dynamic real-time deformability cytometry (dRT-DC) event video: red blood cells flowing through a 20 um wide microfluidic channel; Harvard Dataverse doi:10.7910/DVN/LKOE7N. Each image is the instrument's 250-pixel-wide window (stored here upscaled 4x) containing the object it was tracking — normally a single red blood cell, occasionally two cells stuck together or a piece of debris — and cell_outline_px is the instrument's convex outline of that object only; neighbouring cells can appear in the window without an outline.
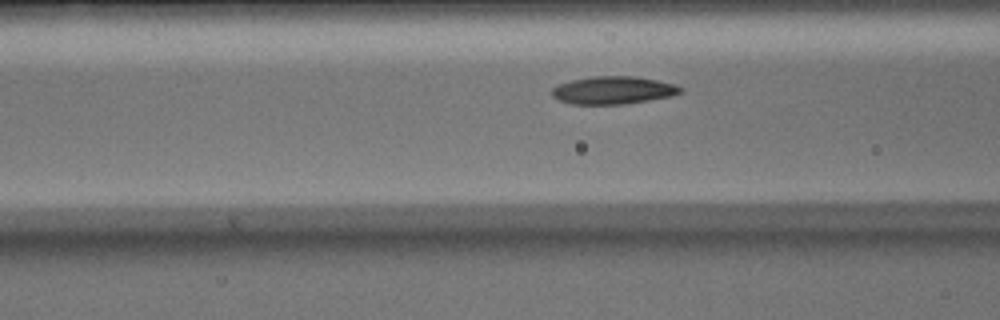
{"species": "Egyptian fruit bat (a non-hibernating species)", "species_latin": "Rousettus aegyptiacus", "temperature_condition": "warm", "stored_images_in_passage": 15, "camera_frame_rate_fps": 3000, "um_per_image_px": 0.085, "animal": {"sex": "male"}, "frame": {"image": 1, "passage_image": 7, "time_ms": 2.0, "image_size_px": [1000, 320], "cell_outline_px": [[684, 88], [680, 92], [668, 96], [648, 100], [624, 104], [572, 104], [560, 100], [552, 96], [552, 88], [556, 84], [572, 80], [592, 76], [636, 76], [676, 84]], "centroid_in_image_um": [52.09, 7.66], "position_along_channel_um": 114.5, "area_um2": 20.69}}
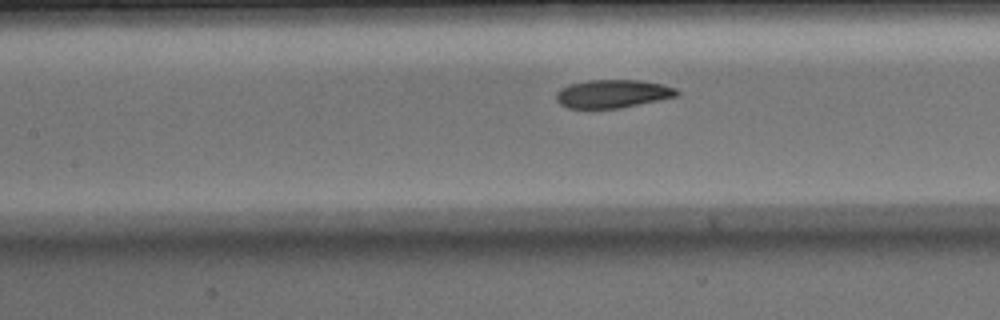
{"frame": {"image": 2, "passage_image": 10, "time_ms": 3.0, "image_size_px": [1000, 320], "cell_outline_px": [[680, 92], [676, 96], [660, 100], [620, 108], [568, 108], [560, 104], [556, 100], [556, 92], [560, 88], [568, 84], [588, 80], [640, 80], [664, 84], [676, 88]], "centroid_in_image_um": [52.07, 7.96], "position_along_channel_um": 155.3, "area_um2": 20.0}}
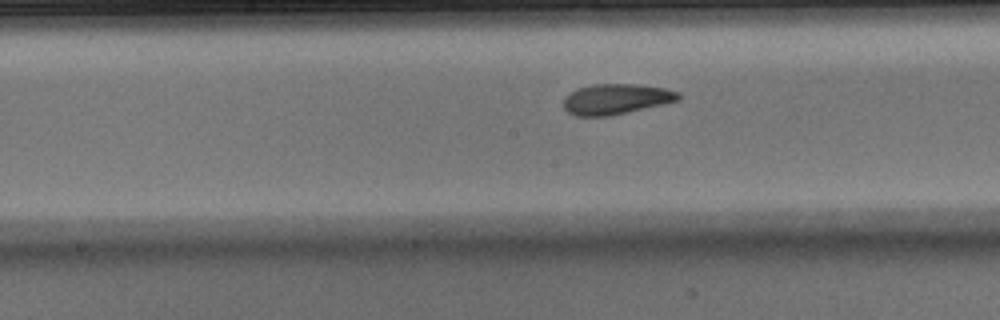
{"frame": {"image": 3, "passage_image": 13, "time_ms": 4.0, "image_size_px": [1000, 320], "cell_outline_px": [[680, 100], [664, 104], [608, 116], [576, 116], [568, 112], [564, 108], [564, 96], [576, 88], [592, 84], [636, 84], [664, 88], [680, 92]], "centroid_in_image_um": [52.35, 8.41], "position_along_channel_um": 195.8, "area_um2": 20.46}}